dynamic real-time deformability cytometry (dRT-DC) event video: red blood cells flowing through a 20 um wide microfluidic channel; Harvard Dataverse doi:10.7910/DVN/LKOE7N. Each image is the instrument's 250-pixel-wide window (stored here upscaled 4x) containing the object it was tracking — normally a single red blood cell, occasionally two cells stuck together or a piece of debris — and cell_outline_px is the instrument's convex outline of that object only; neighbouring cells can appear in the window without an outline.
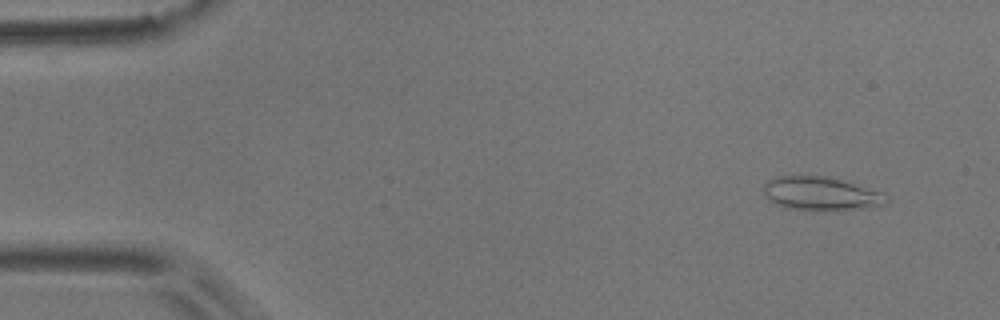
{"species": "common noctule bat (a hibernating species)", "species_latin": "Nyctalus noctula", "temperature_condition": "room temperature", "stored_images_in_passage": 53, "camera_frame_rate_fps": 3000, "um_per_image_px": 0.085, "animal": {"sex": "male", "body_mass_g": 17.9}, "frame": {"image": 1, "passage_image": 4, "time_ms": 1.0, "image_size_px": [1000, 320], "cell_outline_px": [[888, 204], [836, 212], [808, 212], [784, 208], [768, 200], [764, 192], [764, 184], [768, 180], [776, 176], [836, 176], [852, 180], [880, 192], [888, 196]], "centroid_in_image_um": [69.83, 16.48], "position_along_channel_um": 15.2, "area_um2": 25.43}}
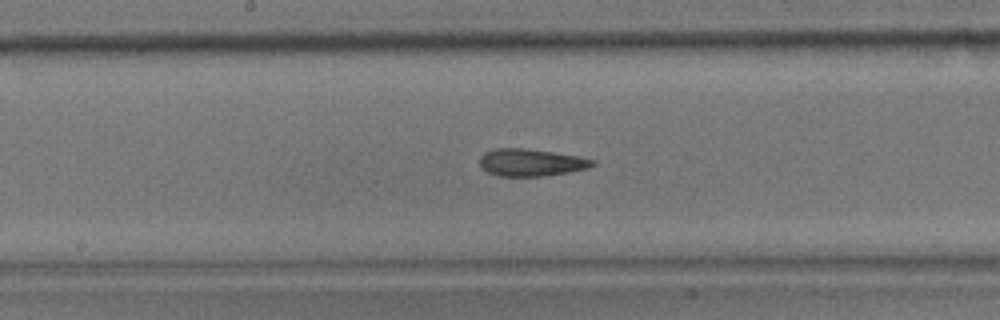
{"frame": {"image": 2, "passage_image": 27, "time_ms": 8.667, "image_size_px": [1000, 320], "cell_outline_px": [[596, 164], [588, 168], [568, 172], [544, 176], [500, 176], [488, 172], [480, 168], [480, 156], [484, 152], [492, 148], [524, 148], [580, 156], [596, 160]], "centroid_in_image_um": [45.13, 13.8], "position_along_channel_um": 203.1, "area_um2": 18.09}}
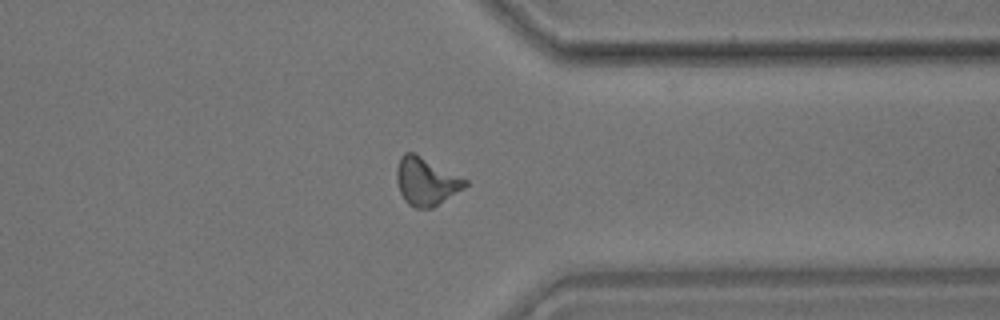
{"frame": {"image": 3, "passage_image": 41, "time_ms": 13.333, "image_size_px": [1000, 320], "cell_outline_px": [[468, 184], [464, 188], [432, 208], [416, 208], [408, 204], [404, 200], [400, 192], [396, 180], [396, 168], [400, 156], [404, 152], [416, 152], [468, 180]], "centroid_in_image_um": [36.2, 15.39], "position_along_channel_um": 375.2, "area_um2": 19.31}, "authors_computed_cell_mechanics": {"area_um2": 18.207, "velocity_mm_per_s": 3.7767, "shape_relaxation_time_tau1_ms": 8.639, "shape_relaxation_time_tau2_ms": 2.9295, "deformation_change_tau1": 0.1946, "deformation_change_tau2": 0.1108}}